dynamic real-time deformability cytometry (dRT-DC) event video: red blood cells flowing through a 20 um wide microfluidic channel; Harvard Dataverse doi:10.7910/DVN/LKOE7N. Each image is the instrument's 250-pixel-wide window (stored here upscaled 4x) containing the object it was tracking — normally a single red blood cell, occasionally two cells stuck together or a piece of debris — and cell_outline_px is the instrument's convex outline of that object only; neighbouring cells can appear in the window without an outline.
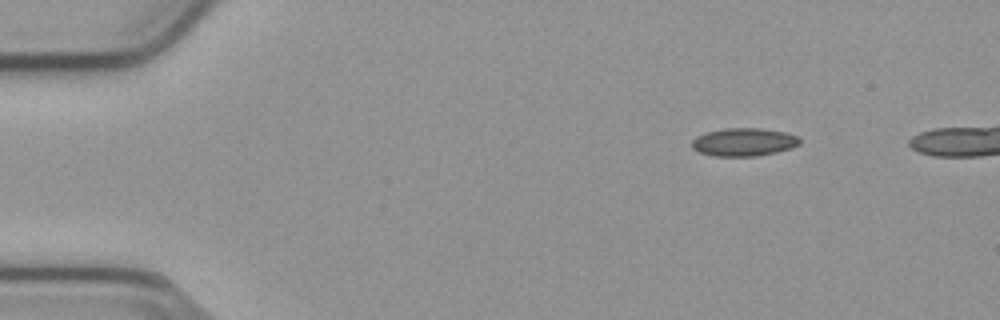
{"species": "common noctule bat (a hibernating species)", "species_latin": "Nyctalus noctula", "temperature_condition": "cold", "stored_images_in_passage": 43, "camera_frame_rate_fps": 3000, "um_per_image_px": 0.085, "animal": {"sex": "male", "body_mass_g": 23.1, "forearm_length_mm": 52.7}, "frame": {"image": 1, "passage_image": 1, "time_ms": 0.0, "image_size_px": [1000, 320], "cell_outline_px": [[800, 144], [776, 152], [756, 156], [716, 156], [700, 152], [692, 148], [692, 140], [696, 136], [708, 132], [724, 128], [760, 128], [784, 132], [796, 136], [800, 140]], "centroid_in_image_um": [63.2, 12.07], "position_along_channel_um": 21.8, "area_um2": 17.4}}
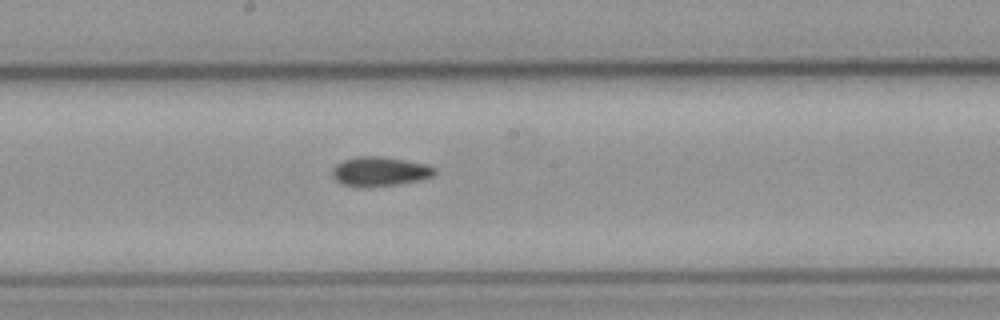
{"frame": {"image": 2, "passage_image": 23, "time_ms": 7.333, "image_size_px": [1000, 320], "cell_outline_px": [[436, 172], [432, 176], [420, 180], [400, 184], [364, 188], [340, 184], [332, 176], [332, 168], [336, 164], [344, 160], [356, 156], [380, 156], [428, 164], [436, 168]], "centroid_in_image_um": [32.27, 14.58], "position_along_channel_um": 215.9, "area_um2": 17.8}}
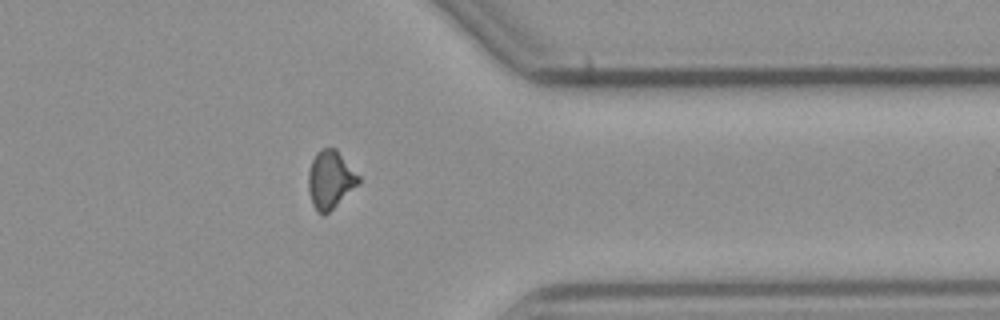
{"frame": {"image": 3, "passage_image": 37, "time_ms": 12.0, "image_size_px": [1000, 320], "cell_outline_px": [[360, 180], [324, 216], [320, 216], [316, 212], [312, 204], [308, 192], [308, 172], [312, 160], [316, 152], [320, 148], [336, 148], [360, 176]], "centroid_in_image_um": [28.02, 15.25], "position_along_channel_um": 383.4, "area_um2": 16.82}}